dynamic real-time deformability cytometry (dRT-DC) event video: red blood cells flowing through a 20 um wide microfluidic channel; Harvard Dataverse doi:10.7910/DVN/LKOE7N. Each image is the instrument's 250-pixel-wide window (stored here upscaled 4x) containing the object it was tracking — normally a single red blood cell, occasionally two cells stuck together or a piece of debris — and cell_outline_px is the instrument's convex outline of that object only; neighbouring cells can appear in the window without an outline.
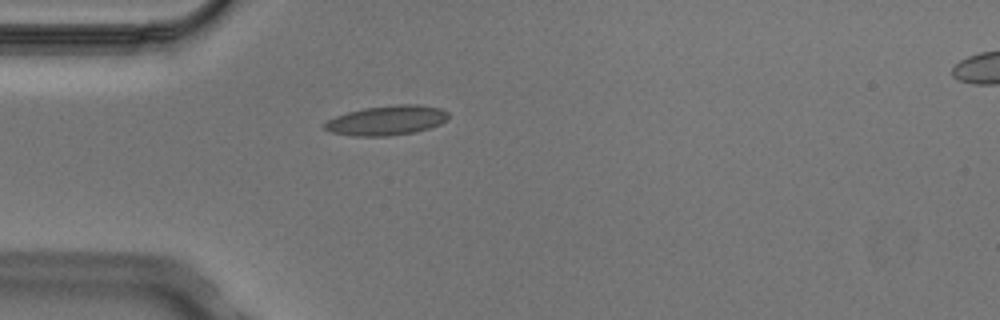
{"species": "Egyptian fruit bat (a non-hibernating species)", "species_latin": "Rousettus aegyptiacus", "temperature_condition": "cold", "stored_images_in_passage": 2, "segment_of_instrument_passage": [1, 2], "camera_frame_rate_fps": 3000, "um_per_image_px": 0.085, "animal": {"sex": "male"}, "frame": {"image": 1, "passage_image": 1, "time_ms": 0.0, "image_size_px": [1000, 320], "cell_outline_px": [[448, 120], [440, 124], [416, 132], [388, 136], [352, 136], [332, 132], [324, 128], [324, 124], [328, 120], [336, 116], [348, 112], [364, 108], [396, 104], [420, 104], [440, 108], [448, 112]], "centroid_in_image_um": [32.9, 10.23], "position_along_channel_um": 52.1, "area_um2": 21.44}}